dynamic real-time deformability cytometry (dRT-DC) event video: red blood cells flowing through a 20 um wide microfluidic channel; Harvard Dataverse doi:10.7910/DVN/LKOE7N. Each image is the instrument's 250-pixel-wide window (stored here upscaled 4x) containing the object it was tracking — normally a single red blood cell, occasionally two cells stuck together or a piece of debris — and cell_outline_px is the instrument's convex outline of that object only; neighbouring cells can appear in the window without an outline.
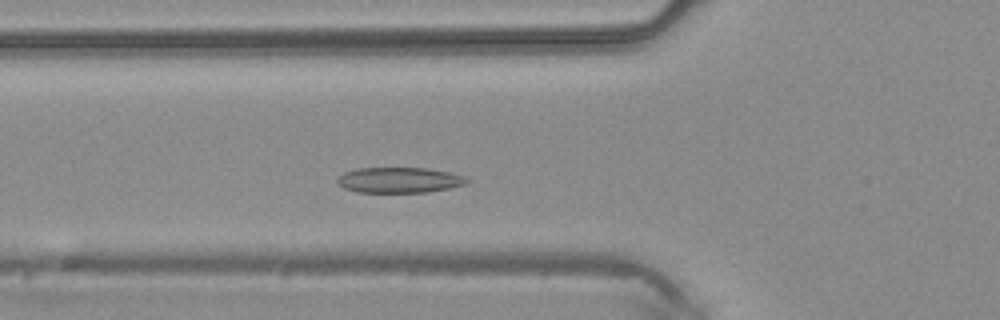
{"species": "common noctule bat (a hibernating species)", "species_latin": "Nyctalus noctula", "temperature_condition": "warm", "stored_images_in_passage": 38, "camera_frame_rate_fps": 3000, "um_per_image_px": 0.085, "animal": {"sex": "male", "body_mass_g": 20.4}, "frame": {"image": 1, "passage_image": 8, "time_ms": 2.333, "image_size_px": [1000, 320], "cell_outline_px": [[468, 184], [428, 192], [356, 192], [344, 188], [336, 184], [336, 180], [344, 172], [356, 168], [428, 168], [448, 172], [464, 176], [468, 180]], "centroid_in_image_um": [33.91, 15.3], "position_along_channel_um": 91.9, "area_um2": 19.31}}
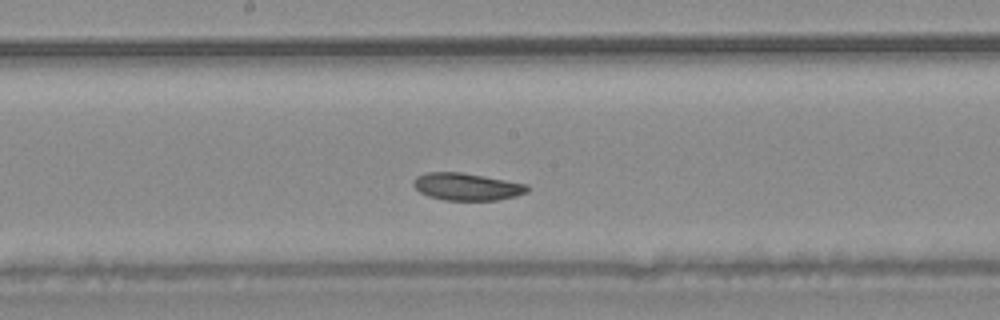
{"frame": {"image": 2, "passage_image": 16, "time_ms": 5.0, "image_size_px": [1000, 320], "cell_outline_px": [[532, 188], [528, 192], [516, 196], [496, 200], [444, 200], [428, 196], [420, 192], [412, 184], [412, 180], [416, 176], [424, 172], [460, 172], [484, 176], [528, 184]], "centroid_in_image_um": [39.69, 15.86], "position_along_channel_um": 208.5, "area_um2": 18.32}}
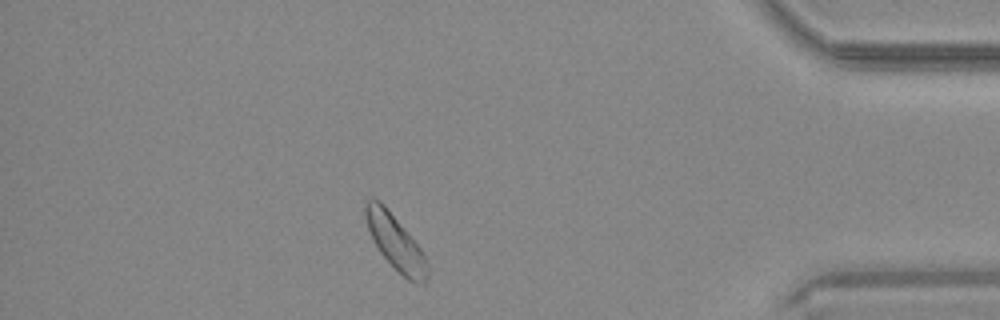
{"frame": {"image": 3, "passage_image": 32, "time_ms": 10.333, "image_size_px": [1000, 320], "cell_outline_px": [[428, 280], [424, 284], [416, 284], [408, 280], [380, 252], [372, 240], [364, 216], [364, 200], [372, 196], [380, 200], [384, 204], [420, 248], [428, 260]], "centroid_in_image_um": [33.6, 20.57], "position_along_channel_um": 401.6, "area_um2": 19.88}}